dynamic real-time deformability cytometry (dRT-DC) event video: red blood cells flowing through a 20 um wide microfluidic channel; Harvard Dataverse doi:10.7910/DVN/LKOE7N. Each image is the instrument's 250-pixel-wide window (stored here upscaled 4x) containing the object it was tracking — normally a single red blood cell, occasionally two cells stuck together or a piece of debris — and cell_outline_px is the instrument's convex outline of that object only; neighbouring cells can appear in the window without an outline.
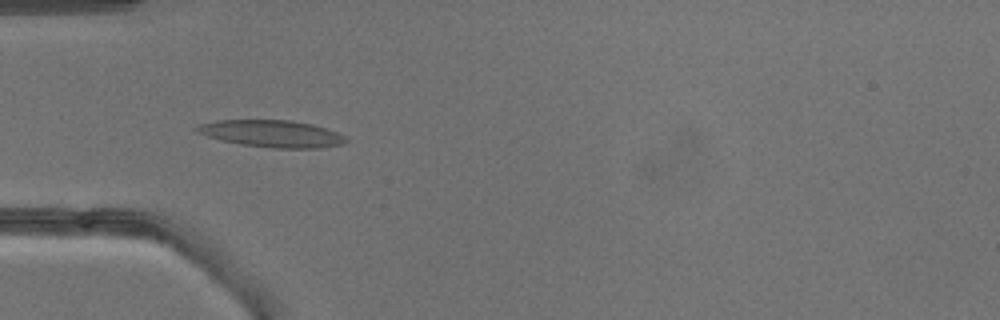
{"species": "common noctule bat (a hibernating species)", "species_latin": "Nyctalus noctula", "temperature_condition": "warm", "stored_images_in_passage": 37, "camera_frame_rate_fps": 3000, "um_per_image_px": 0.085, "animal": {"sex": "male", "body_mass_g": 13.3}, "frame": {"image": 1, "passage_image": 8, "time_ms": 2.333, "image_size_px": [1000, 320], "cell_outline_px": [[348, 140], [344, 144], [316, 148], [272, 148], [240, 144], [220, 140], [196, 132], [192, 128], [200, 124], [216, 120], [288, 120], [312, 124], [336, 132], [344, 136]], "centroid_in_image_um": [23.06, 11.36], "position_along_channel_um": 61.9, "area_um2": 23.41}}
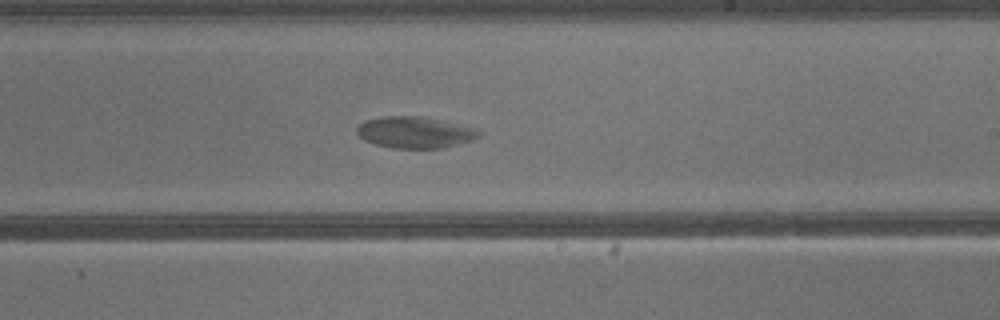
{"frame": {"image": 2, "passage_image": 20, "time_ms": 6.333, "image_size_px": [1000, 320], "cell_outline_px": [[480, 136], [472, 140], [440, 148], [392, 148], [376, 144], [364, 140], [356, 132], [356, 128], [364, 120], [384, 116], [420, 116], [440, 120], [476, 128], [480, 132]], "centroid_in_image_um": [35.24, 11.24], "position_along_channel_um": 253.8, "area_um2": 22.2}}
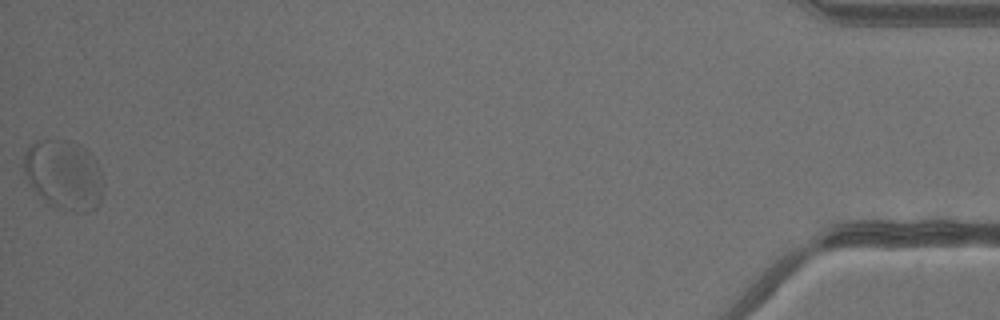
{"frame": {"image": 3, "passage_image": 37, "time_ms": 12.0, "image_size_px": [1000, 320], "cell_outline_px": [[104, 184], [100, 200], [96, 208], [80, 212], [76, 212], [64, 208], [48, 200], [36, 192], [28, 180], [24, 172], [24, 152], [36, 140], [64, 140], [80, 144], [96, 160]], "centroid_in_image_um": [5.45, 14.81], "position_along_channel_um": 429.7, "area_um2": 31.56}}